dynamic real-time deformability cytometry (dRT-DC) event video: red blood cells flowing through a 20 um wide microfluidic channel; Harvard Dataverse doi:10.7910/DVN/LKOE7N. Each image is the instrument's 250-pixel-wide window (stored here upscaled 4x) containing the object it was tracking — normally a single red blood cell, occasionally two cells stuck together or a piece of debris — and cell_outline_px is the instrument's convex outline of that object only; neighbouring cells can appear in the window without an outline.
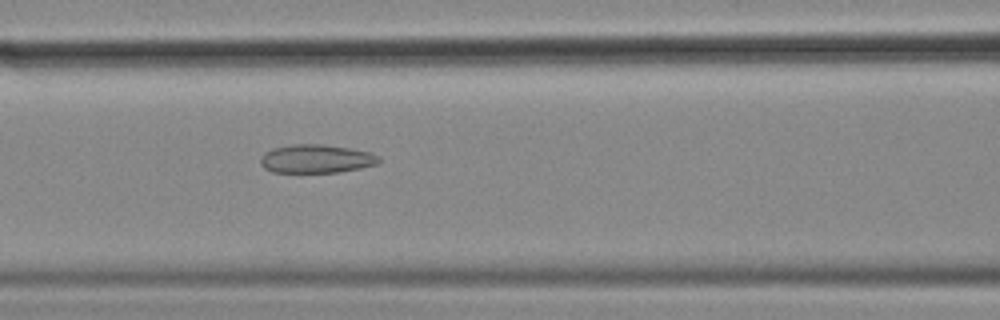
{"species": "common noctule bat (a hibernating species)", "species_latin": "Nyctalus noctula", "temperature_condition": "cold", "stored_images_in_passage": 57, "camera_frame_rate_fps": 3000, "um_per_image_px": 0.085, "animal": {"sex": "female", "body_mass_g": 18.4}, "frame": {"image": 1, "passage_image": 24, "time_ms": 7.667, "image_size_px": [1000, 320], "cell_outline_px": [[380, 160], [376, 164], [360, 168], [340, 172], [272, 172], [264, 168], [260, 164], [260, 156], [264, 152], [272, 148], [292, 144], [320, 144], [348, 148], [368, 152], [380, 156]], "centroid_in_image_um": [26.83, 13.5], "position_along_channel_um": 139.8, "area_um2": 19.65}}
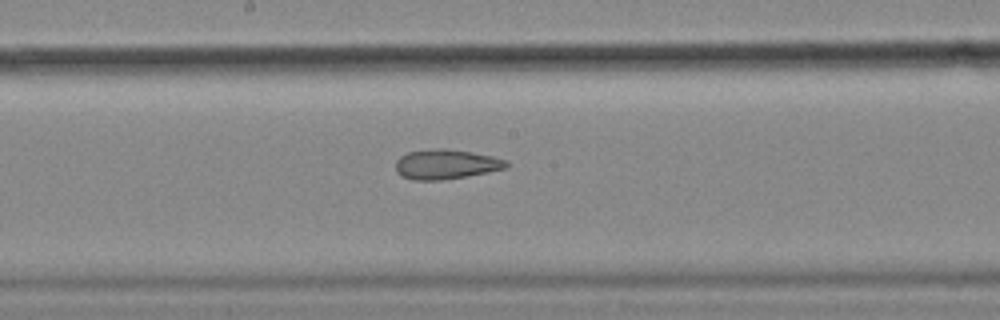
{"frame": {"image": 2, "passage_image": 30, "time_ms": 9.667, "image_size_px": [1000, 320], "cell_outline_px": [[508, 168], [488, 172], [440, 180], [412, 180], [400, 176], [396, 172], [396, 160], [400, 156], [408, 152], [436, 148], [448, 148], [492, 156], [508, 160]], "centroid_in_image_um": [37.89, 13.96], "position_along_channel_um": 210.3, "area_um2": 19.25}}
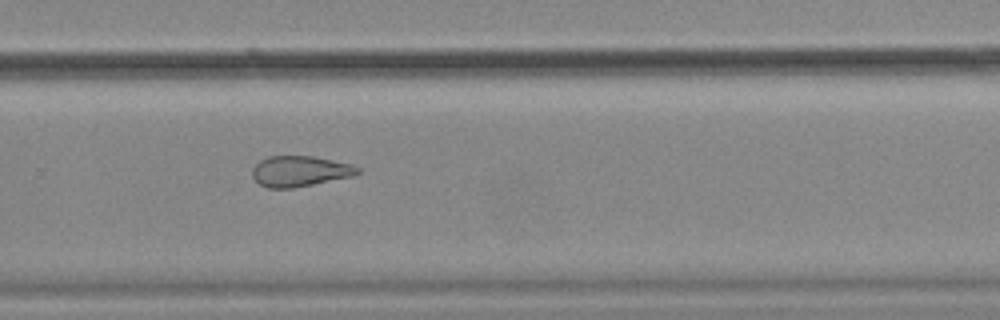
{"frame": {"image": 3, "passage_image": 38, "time_ms": 12.333, "image_size_px": [1000, 320], "cell_outline_px": [[360, 172], [352, 176], [292, 188], [268, 188], [260, 184], [252, 176], [252, 168], [260, 160], [268, 156], [312, 156], [352, 164], [360, 168]], "centroid_in_image_um": [25.47, 14.54], "position_along_channel_um": 304.3, "area_um2": 18.67}, "authors_computed_cell_mechanics": {"area_um2": 22.9466, "velocity_mm_per_s": 3.5404, "shape_relaxation_time_tau1_ms": null, "shape_relaxation_time_tau2_ms": 3.3432, "deformation_change_tau1": null, "deformation_change_tau2": 0.1134}}